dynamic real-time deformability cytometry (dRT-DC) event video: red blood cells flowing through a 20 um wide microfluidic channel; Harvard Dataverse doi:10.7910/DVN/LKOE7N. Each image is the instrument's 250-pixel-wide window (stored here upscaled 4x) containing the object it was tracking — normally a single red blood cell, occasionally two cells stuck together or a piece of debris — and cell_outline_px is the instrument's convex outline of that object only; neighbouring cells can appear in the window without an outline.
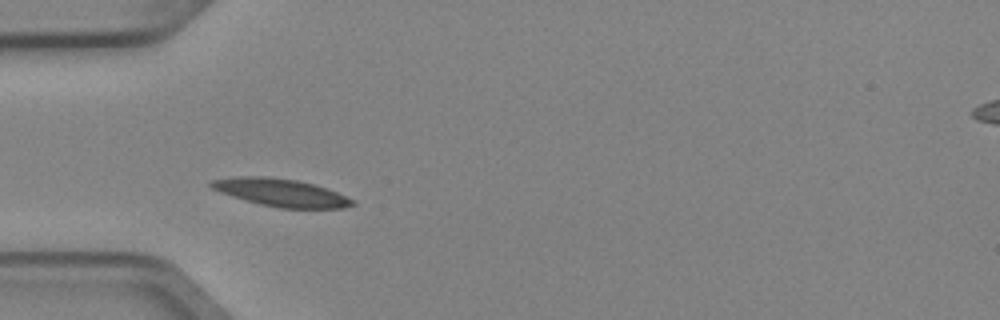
{"species": "Egyptian fruit bat (a non-hibernating species)", "species_latin": "Rousettus aegyptiacus", "temperature_condition": "cold", "stored_images_in_passage": 3, "camera_frame_rate_fps": 3000, "um_per_image_px": 0.085, "animal": {"sex": "female"}, "frame": {"image": 1, "passage_image": 2, "time_ms": 0.333, "image_size_px": [1000, 320], "cell_outline_px": [[356, 204], [344, 208], [280, 208], [260, 204], [232, 196], [220, 192], [212, 188], [208, 184], [212, 180], [236, 176], [264, 176], [296, 180], [328, 188], [356, 200]], "centroid_in_image_um": [23.91, 16.37], "position_along_channel_um": 61.1, "area_um2": 22.77}}
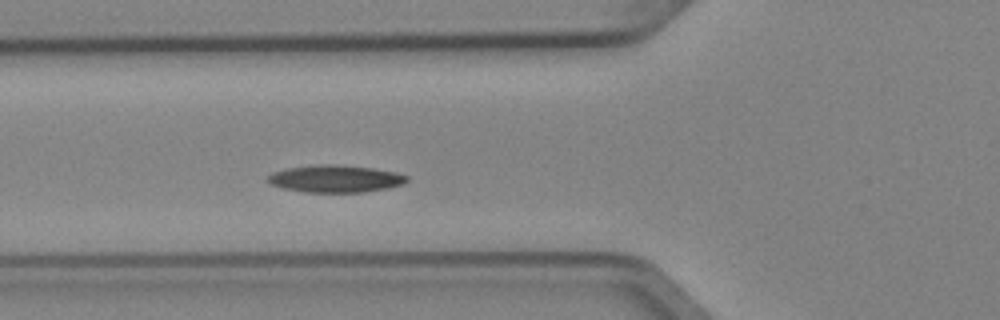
{"frame": {"image": 2, "passage_image": 3, "time_ms": 0.667, "image_size_px": [1000, 320], "cell_outline_px": [[408, 180], [404, 184], [388, 188], [364, 192], [304, 192], [284, 188], [272, 184], [268, 180], [268, 176], [272, 172], [288, 168], [316, 164], [336, 164], [372, 168], [396, 172], [408, 176]], "centroid_in_image_um": [28.54, 15.19], "position_along_channel_um": 97.3, "area_um2": 22.08}}